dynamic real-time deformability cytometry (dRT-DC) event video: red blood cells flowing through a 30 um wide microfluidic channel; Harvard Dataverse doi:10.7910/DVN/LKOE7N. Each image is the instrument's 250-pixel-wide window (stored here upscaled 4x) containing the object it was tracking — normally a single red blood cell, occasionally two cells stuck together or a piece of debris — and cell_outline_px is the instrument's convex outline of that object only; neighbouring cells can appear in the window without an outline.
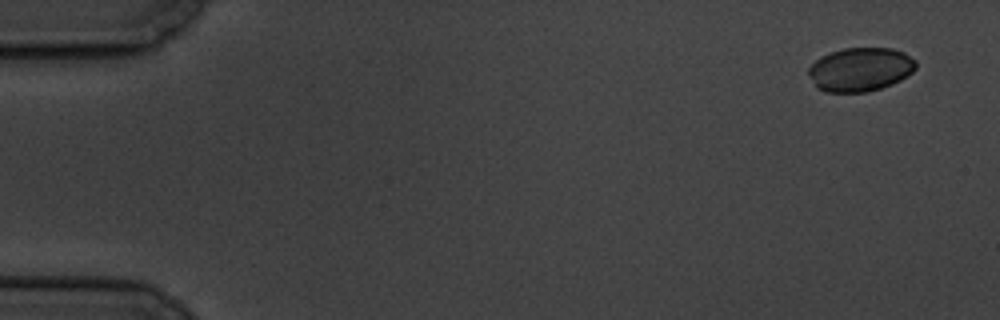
{"species": "common noctule bat (a hibernating species)", "species_latin": "Nyctalus noctula", "temperature_condition": "cold", "stored_images_in_passage": 6, "camera_frame_rate_fps": 3000, "um_per_image_px": 0.085, "animal": {"sex": "male", "body_mass_g": 19.5, "forearm_length_mm": 54.6}, "frame": {"image": 1, "passage_image": 1, "time_ms": 0.0, "image_size_px": [1000, 320], "cell_outline_px": [[916, 68], [912, 72], [900, 80], [892, 84], [868, 92], [824, 92], [816, 88], [808, 76], [808, 68], [820, 56], [844, 48], [892, 48], [904, 52], [916, 60]], "centroid_in_image_um": [73.11, 5.91], "position_along_channel_um": 11.9, "area_um2": 27.57}}
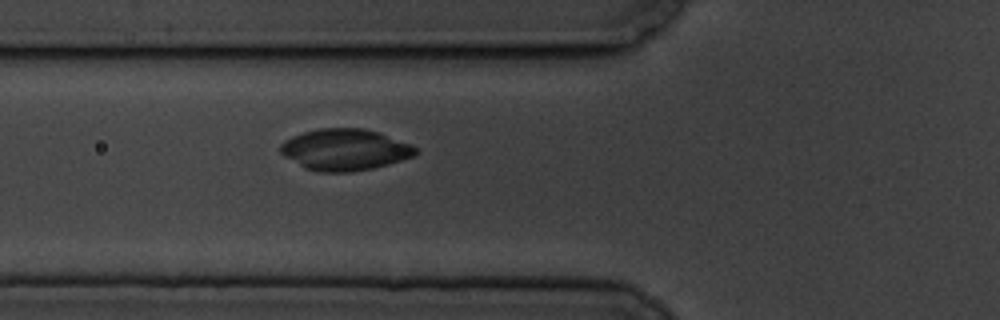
{"frame": {"image": 2, "passage_image": 6, "time_ms": 6.333, "image_size_px": [1000, 320], "cell_outline_px": [[416, 152], [412, 156], [388, 164], [372, 168], [352, 172], [320, 172], [304, 168], [284, 156], [280, 152], [280, 144], [284, 140], [292, 136], [304, 132], [320, 128], [364, 128], [380, 132], [412, 144], [416, 148]], "centroid_in_image_um": [29.29, 12.71], "position_along_channel_um": 96.5, "area_um2": 32.66}}